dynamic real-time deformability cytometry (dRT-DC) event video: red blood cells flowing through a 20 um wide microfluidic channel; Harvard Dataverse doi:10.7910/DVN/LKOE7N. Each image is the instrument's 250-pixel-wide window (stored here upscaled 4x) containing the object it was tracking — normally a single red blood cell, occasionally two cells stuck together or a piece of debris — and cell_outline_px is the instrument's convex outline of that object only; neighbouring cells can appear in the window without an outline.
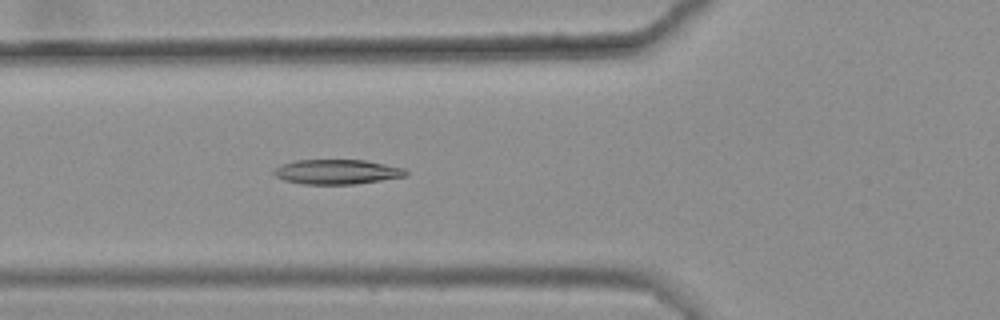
{"species": "common noctule bat (a hibernating species)", "species_latin": "Nyctalus noctula", "temperature_condition": "warm", "stored_images_in_passage": 5, "camera_frame_rate_fps": 3000, "um_per_image_px": 0.085, "animal": {"sex": "female", "body_mass_g": 25.1}, "frame": {"image": 1, "passage_image": 5, "time_ms": 1.333, "image_size_px": [1000, 320], "cell_outline_px": [[408, 176], [356, 184], [304, 184], [284, 180], [276, 176], [272, 172], [280, 164], [296, 160], [364, 160], [404, 168], [408, 172]], "centroid_in_image_um": [28.65, 14.6], "position_along_channel_um": 97.2, "area_um2": 19.02}}